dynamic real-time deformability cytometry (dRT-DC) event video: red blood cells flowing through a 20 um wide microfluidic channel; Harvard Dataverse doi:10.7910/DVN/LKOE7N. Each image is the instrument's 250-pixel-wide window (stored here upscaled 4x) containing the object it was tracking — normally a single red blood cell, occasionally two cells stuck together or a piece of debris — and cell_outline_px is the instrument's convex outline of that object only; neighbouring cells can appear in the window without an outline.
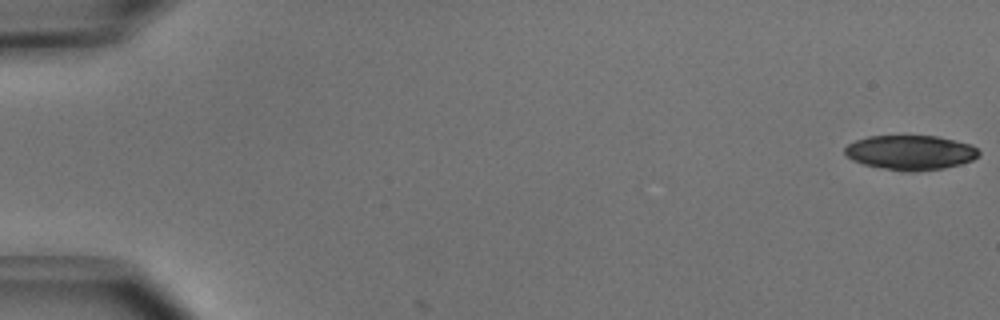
{"species": "common noctule bat (a hibernating species)", "species_latin": "Nyctalus noctula", "temperature_condition": "cold", "stored_images_in_passage": 4, "camera_frame_rate_fps": 3000, "um_per_image_px": 0.085, "animal": {"sex": "male", "body_mass_g": 15.6}, "frame": {"image": 1, "passage_image": 1, "time_ms": 0.0, "image_size_px": [1000, 320], "cell_outline_px": [[980, 156], [972, 160], [960, 164], [944, 168], [916, 172], [904, 172], [864, 164], [852, 160], [844, 152], [844, 148], [848, 144], [856, 140], [868, 136], [904, 132], [936, 136], [972, 144], [980, 152]], "centroid_in_image_um": [77.38, 12.91], "position_along_channel_um": 7.6, "area_um2": 28.09}}